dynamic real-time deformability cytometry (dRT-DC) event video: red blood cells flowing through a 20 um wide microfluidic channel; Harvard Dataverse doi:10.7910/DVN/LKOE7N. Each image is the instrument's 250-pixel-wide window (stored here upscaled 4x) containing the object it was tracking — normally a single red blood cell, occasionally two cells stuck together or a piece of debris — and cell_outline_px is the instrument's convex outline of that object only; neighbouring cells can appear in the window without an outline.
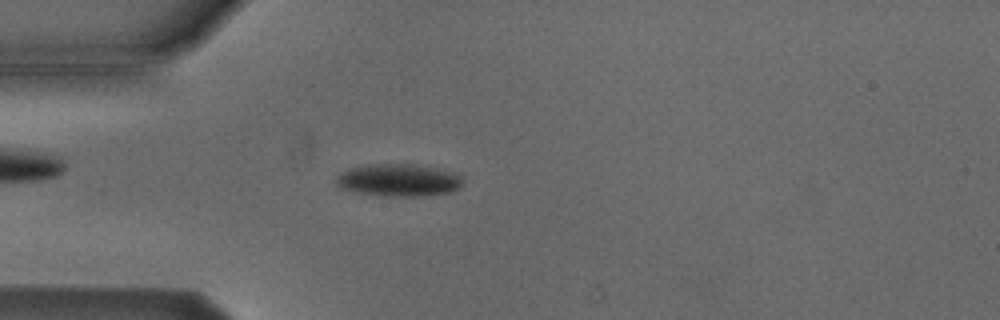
{"species": "Egyptian fruit bat (a non-hibernating species)", "species_latin": "Rousettus aegyptiacus", "temperature_condition": "cold", "stored_images_in_passage": 53, "camera_frame_rate_fps": 3000, "um_per_image_px": 0.085, "animal": {"sex": "male"}, "frame": {"image": 1, "passage_image": 14, "time_ms": 4.333, "image_size_px": [1000, 320], "cell_outline_px": [[464, 184], [460, 188], [452, 192], [420, 196], [380, 196], [340, 188], [336, 184], [336, 176], [340, 172], [348, 168], [368, 164], [416, 164], [444, 168], [460, 172], [464, 176]], "centroid_in_image_um": [33.99, 15.29], "position_along_channel_um": 51.0, "area_um2": 24.74}}
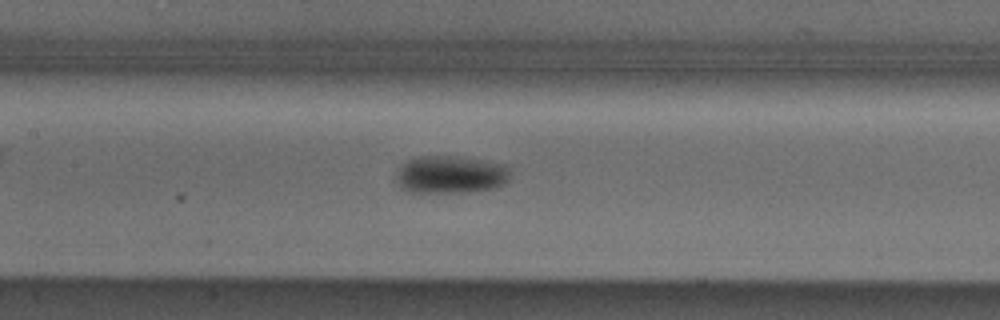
{"frame": {"image": 2, "passage_image": 24, "time_ms": 7.667, "image_size_px": [1000, 320], "cell_outline_px": [[512, 180], [496, 188], [468, 192], [408, 192], [400, 188], [396, 180], [396, 172], [400, 164], [404, 160], [416, 156], [456, 156], [508, 164]], "centroid_in_image_um": [38.31, 14.83], "position_along_channel_um": 169.1, "area_um2": 25.84}}
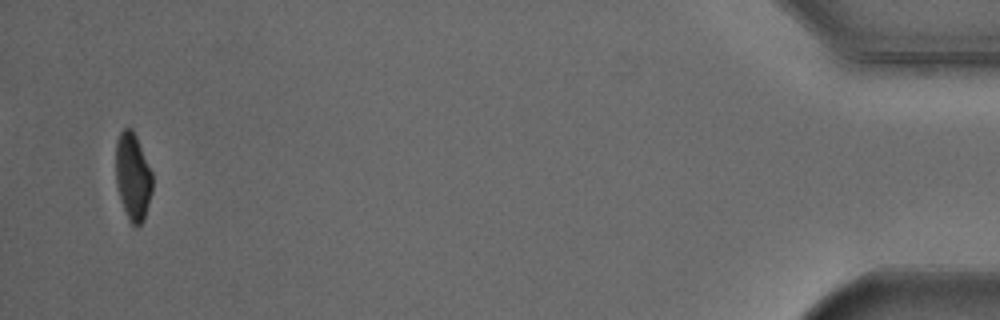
{"frame": {"image": 3, "passage_image": 51, "time_ms": 16.667, "image_size_px": [1000, 320], "cell_outline_px": [[152, 192], [144, 220], [136, 228], [128, 220], [116, 184], [116, 140], [120, 132], [124, 128], [132, 128], [136, 136], [152, 172]], "centroid_in_image_um": [11.29, 15.02], "position_along_channel_um": 423.9, "area_um2": 18.61}, "authors_computed_cell_mechanics": {"area_um2": 21.3282, "velocity_mm_per_s": 3.8301, "shape_relaxation_time_tau1_ms": 3.3771, "shape_relaxation_time_tau2_ms": null, "deformation_change_tau1": 0.1062, "deformation_change_tau2": null}}